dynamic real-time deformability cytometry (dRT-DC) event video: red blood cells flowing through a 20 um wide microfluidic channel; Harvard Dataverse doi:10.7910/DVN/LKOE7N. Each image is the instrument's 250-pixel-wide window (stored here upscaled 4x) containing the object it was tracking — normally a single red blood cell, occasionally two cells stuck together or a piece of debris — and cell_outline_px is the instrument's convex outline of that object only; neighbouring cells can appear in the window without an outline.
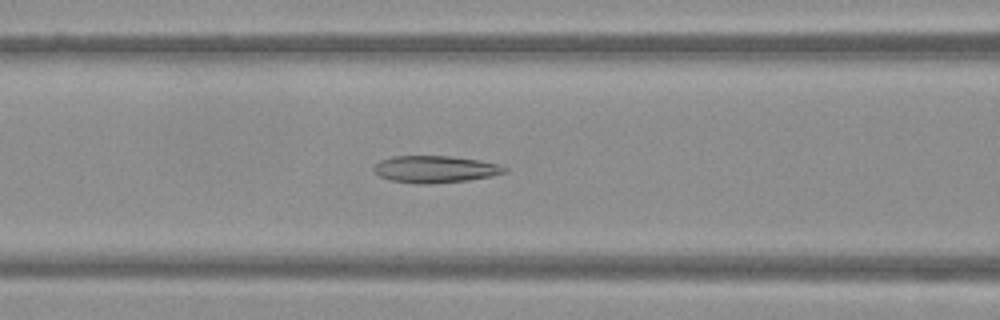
{"species": "Egyptian fruit bat (a non-hibernating species)", "species_latin": "Rousettus aegyptiacus", "temperature_condition": "warm", "stored_images_in_passage": 50, "camera_frame_rate_fps": 3000, "um_per_image_px": 0.085, "frame": {"image": 1, "passage_image": 21, "time_ms": 6.667, "image_size_px": [1000, 320], "cell_outline_px": [[508, 172], [492, 176], [468, 180], [432, 184], [420, 184], [388, 180], [380, 176], [372, 168], [380, 160], [392, 156], [452, 156], [480, 160], [496, 164], [508, 168]], "centroid_in_image_um": [36.99, 14.38], "position_along_channel_um": 129.6, "area_um2": 20.69}}
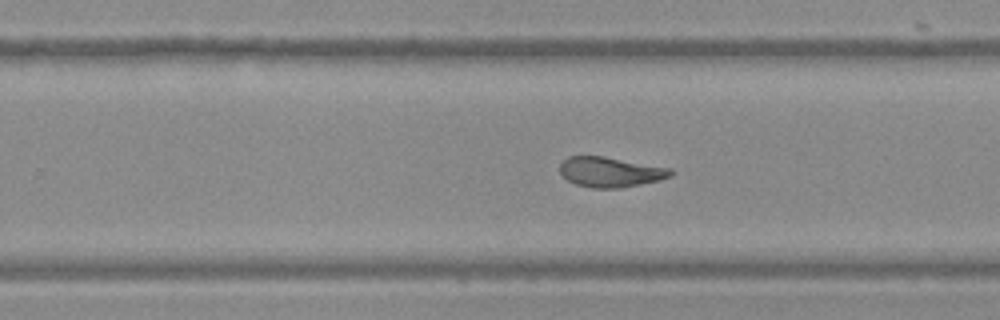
{"frame": {"image": 2, "passage_image": 32, "time_ms": 10.333, "image_size_px": [1000, 320], "cell_outline_px": [[676, 172], [672, 176], [660, 180], [620, 188], [592, 188], [576, 184], [568, 180], [560, 172], [560, 164], [568, 156], [604, 156], [672, 168]], "centroid_in_image_um": [51.93, 14.62], "position_along_channel_um": 277.9, "area_um2": 19.54}}
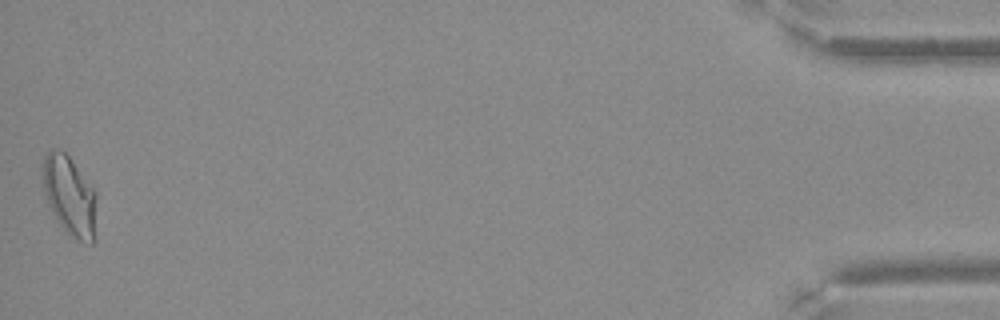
{"frame": {"image": 3, "passage_image": 50, "time_ms": 16.333, "image_size_px": [1000, 320], "cell_outline_px": [[96, 240], [92, 244], [84, 244], [76, 240], [56, 220], [44, 196], [40, 164], [44, 156], [52, 148], [64, 152], [68, 156], [96, 192]], "centroid_in_image_um": [5.91, 16.68], "position_along_channel_um": 429.3, "area_um2": 25.49}}